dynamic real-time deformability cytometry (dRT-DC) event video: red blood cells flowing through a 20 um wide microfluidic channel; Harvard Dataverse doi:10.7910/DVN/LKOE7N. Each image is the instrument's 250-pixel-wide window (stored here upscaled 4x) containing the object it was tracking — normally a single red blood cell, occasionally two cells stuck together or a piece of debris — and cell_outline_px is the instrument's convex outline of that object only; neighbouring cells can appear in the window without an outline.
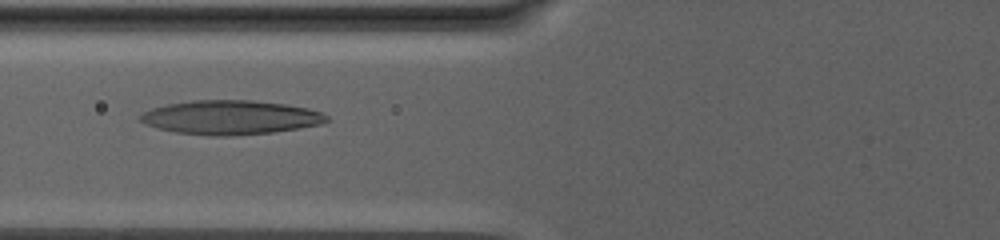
{"species": "human", "species_latin": "Homo sapiens", "temperature_condition": "warm", "stored_images_in_passage": 73, "camera_frame_rate_fps": 3000, "um_per_image_px": 0.085, "donor": {"sex": "male"}, "frame": {"image": 1, "passage_image": 27, "time_ms": 8.667, "image_size_px": [1000, 240], "cell_outline_px": [[332, 120], [324, 124], [300, 128], [272, 132], [232, 136], [208, 136], [176, 132], [156, 128], [140, 120], [140, 112], [152, 108], [168, 104], [192, 100], [252, 100], [284, 104], [308, 108], [320, 112], [328, 116]], "centroid_in_image_um": [19.62, 9.98], "position_along_channel_um": 106.2, "area_um2": 37.28}}
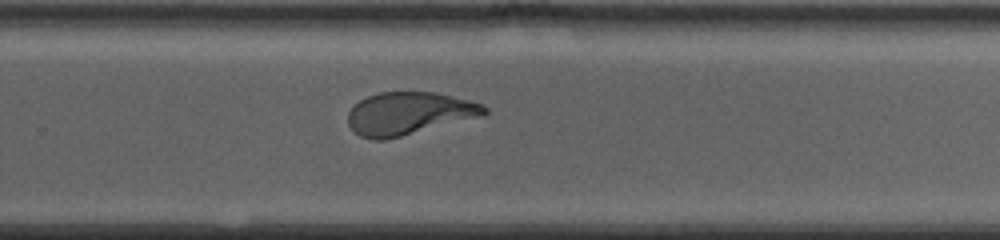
{"frame": {"image": 2, "passage_image": 49, "time_ms": 16.0, "image_size_px": [1000, 240], "cell_outline_px": [[488, 112], [484, 116], [384, 140], [372, 140], [360, 136], [348, 124], [348, 112], [360, 100], [368, 96], [380, 92], [436, 92], [484, 104], [488, 108]], "centroid_in_image_um": [34.79, 9.64], "position_along_channel_um": 295.0, "area_um2": 33.87}}
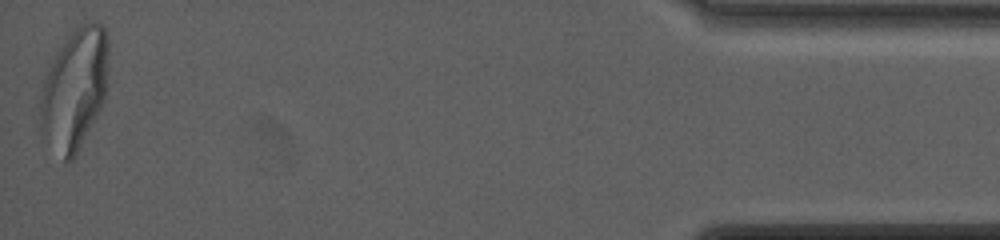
{"frame": {"image": 3, "passage_image": 73, "time_ms": 24.0, "image_size_px": [1000, 240], "cell_outline_px": [[108, 88], [104, 100], [76, 156], [68, 164], [64, 160], [40, 132], [40, 100], [44, 80], [52, 60], [68, 36], [80, 24], [92, 20], [96, 20], [104, 28], [108, 36]], "centroid_in_image_um": [6.37, 7.56], "position_along_channel_um": 428.8, "area_um2": 48.26}, "authors_computed_cell_mechanics": {"area_um2": 37.9168, "velocity_mm_per_s": 2.5807, "shape_relaxation_time_tau1_ms": null, "shape_relaxation_time_tau2_ms": 1.5683, "deformation_change_tau1": null, "deformation_change_tau2": 0.0908}}